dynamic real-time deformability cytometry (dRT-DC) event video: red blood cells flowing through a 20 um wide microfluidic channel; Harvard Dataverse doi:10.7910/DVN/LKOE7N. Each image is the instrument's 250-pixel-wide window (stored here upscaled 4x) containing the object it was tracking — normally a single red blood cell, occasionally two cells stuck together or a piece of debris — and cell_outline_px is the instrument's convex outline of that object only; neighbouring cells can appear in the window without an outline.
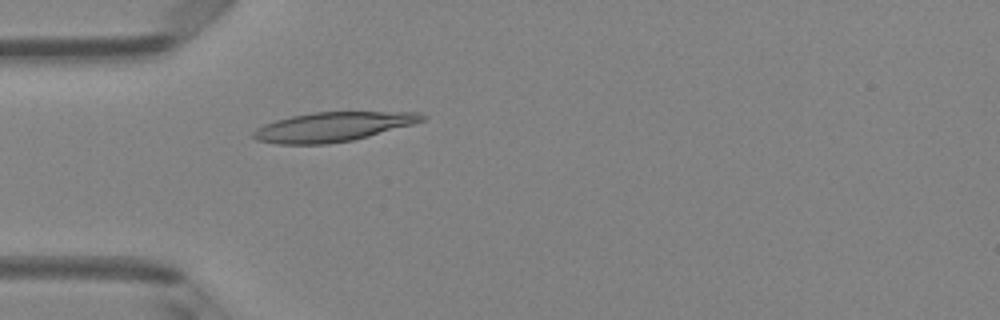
{"species": "Egyptian fruit bat (a non-hibernating species)", "species_latin": "Rousettus aegyptiacus", "temperature_condition": "room temperature", "stored_images_in_passage": 4, "camera_frame_rate_fps": 3000, "um_per_image_px": 0.085, "animal": {"sex": "female"}, "frame": {"image": 1, "passage_image": 4, "time_ms": 1.0, "image_size_px": [1000, 320], "cell_outline_px": [[428, 116], [424, 120], [412, 124], [368, 136], [352, 140], [328, 144], [280, 144], [256, 140], [252, 136], [252, 132], [256, 128], [264, 124], [276, 120], [292, 116], [312, 112], [420, 112]], "centroid_in_image_um": [28.27, 10.77], "position_along_channel_um": 56.7, "area_um2": 28.73}}